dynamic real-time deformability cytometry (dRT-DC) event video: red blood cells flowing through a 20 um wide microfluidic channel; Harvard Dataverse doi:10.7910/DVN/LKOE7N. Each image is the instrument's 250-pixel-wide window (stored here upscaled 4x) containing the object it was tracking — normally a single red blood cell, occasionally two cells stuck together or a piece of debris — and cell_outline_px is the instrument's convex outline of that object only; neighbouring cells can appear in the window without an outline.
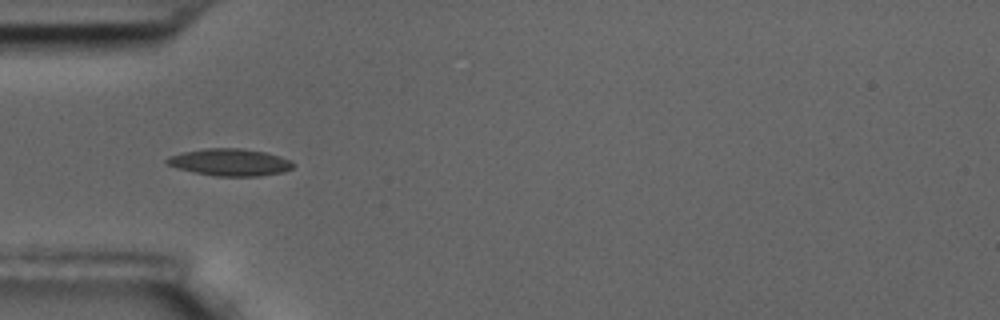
{"species": "common noctule bat (a hibernating species)", "species_latin": "Nyctalus noctula", "temperature_condition": "room temperature", "stored_images_in_passage": 1, "camera_frame_rate_fps": 3000, "um_per_image_px": 0.085, "animal": {"sex": "male", "body_mass_g": 17.5, "forearm_length_mm": 52.3}, "frame": {"image": 1, "passage_image": 1, "time_ms": 0.0, "image_size_px": [1000, 320], "cell_outline_px": [[296, 164], [292, 168], [284, 172], [260, 176], [216, 176], [192, 172], [176, 168], [168, 164], [164, 160], [168, 156], [184, 152], [204, 148], [240, 148], [264, 152], [280, 156], [292, 160]], "centroid_in_image_um": [19.56, 13.79], "position_along_channel_um": 65.4, "area_um2": 20.11}}